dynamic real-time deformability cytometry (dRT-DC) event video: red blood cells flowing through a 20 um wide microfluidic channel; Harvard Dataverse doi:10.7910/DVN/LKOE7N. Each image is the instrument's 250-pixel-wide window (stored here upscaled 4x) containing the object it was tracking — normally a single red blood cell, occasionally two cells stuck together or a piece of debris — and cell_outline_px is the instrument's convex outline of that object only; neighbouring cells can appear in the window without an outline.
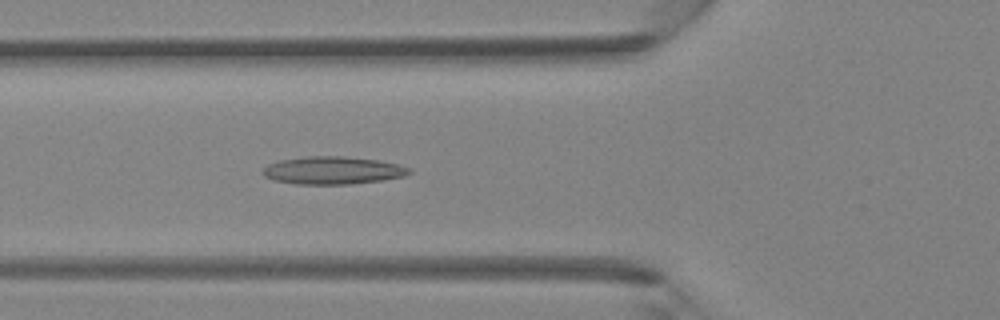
{"species": "Egyptian fruit bat (a non-hibernating species)", "species_latin": "Rousettus aegyptiacus", "temperature_condition": "room temperature", "stored_images_in_passage": 44, "camera_frame_rate_fps": 3000, "um_per_image_px": 0.085, "animal": {"sex": "female"}, "frame": {"image": 1, "passage_image": 16, "time_ms": 5.0, "image_size_px": [1000, 320], "cell_outline_px": [[412, 172], [404, 176], [384, 180], [352, 184], [296, 184], [272, 180], [264, 176], [260, 172], [268, 164], [280, 160], [304, 156], [344, 156], [380, 160], [412, 168]], "centroid_in_image_um": [28.28, 14.48], "position_along_channel_um": 97.5, "area_um2": 23.93}}
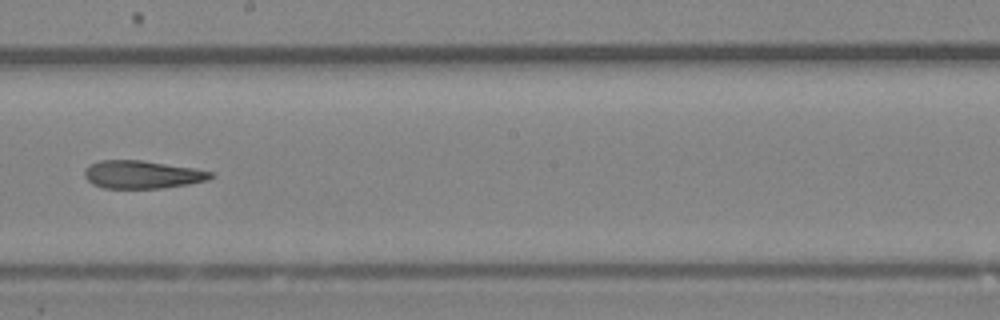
{"frame": {"image": 2, "passage_image": 25, "time_ms": 8.0, "image_size_px": [1000, 320], "cell_outline_px": [[216, 176], [208, 180], [188, 184], [164, 188], [104, 188], [92, 184], [84, 176], [84, 172], [92, 164], [100, 160], [140, 160], [192, 168], [216, 172]], "centroid_in_image_um": [12.14, 14.84], "position_along_channel_um": 236.1, "area_um2": 20.46}}
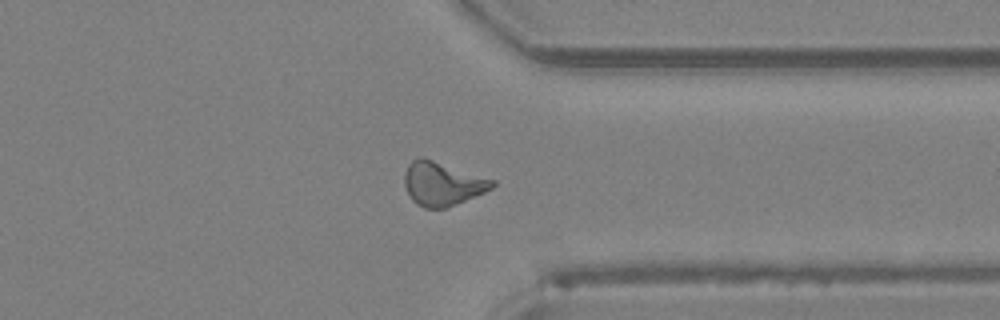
{"frame": {"image": 3, "passage_image": 34, "time_ms": 11.0, "image_size_px": [1000, 320], "cell_outline_px": [[496, 184], [492, 188], [484, 192], [448, 208], [424, 208], [416, 204], [412, 200], [404, 184], [404, 172], [408, 164], [412, 160], [420, 156], [424, 156], [496, 180]], "centroid_in_image_um": [37.59, 15.59], "position_along_channel_um": 373.8, "area_um2": 22.72}}